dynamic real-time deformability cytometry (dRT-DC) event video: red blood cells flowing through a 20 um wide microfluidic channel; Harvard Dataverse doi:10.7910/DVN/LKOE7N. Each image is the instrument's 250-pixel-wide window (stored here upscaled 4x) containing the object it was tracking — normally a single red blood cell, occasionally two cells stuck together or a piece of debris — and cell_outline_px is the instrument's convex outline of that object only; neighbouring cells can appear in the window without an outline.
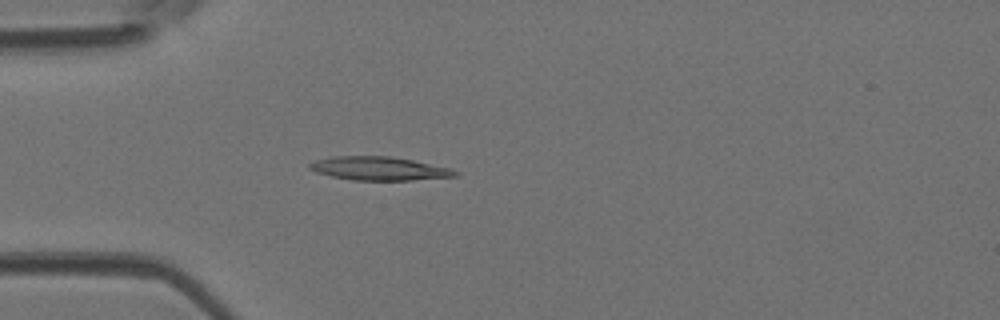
{"species": "Egyptian fruit bat (a non-hibernating species)", "species_latin": "Rousettus aegyptiacus", "temperature_condition": "room temperature", "stored_images_in_passage": 33, "camera_frame_rate_fps": 3000, "um_per_image_px": 0.085, "animal": {"sex": "female"}, "frame": {"image": 1, "passage_image": 1, "time_ms": 0.0, "image_size_px": [1000, 320], "cell_outline_px": [[460, 172], [456, 176], [412, 180], [352, 180], [332, 176], [316, 172], [308, 168], [308, 164], [316, 160], [332, 156], [388, 156], [412, 160], [452, 168]], "centroid_in_image_um": [32.23, 14.32], "position_along_channel_um": 52.8, "area_um2": 19.94}}
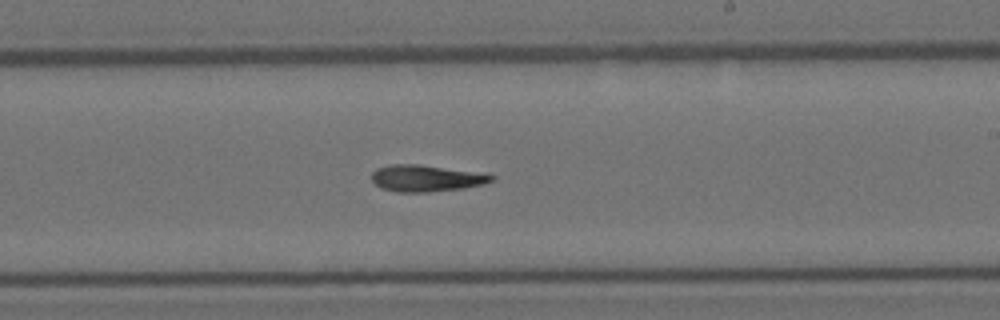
{"frame": {"image": 2, "passage_image": 15, "time_ms": 4.667, "image_size_px": [1000, 320], "cell_outline_px": [[496, 176], [492, 180], [484, 184], [464, 188], [428, 192], [396, 192], [380, 188], [372, 180], [372, 172], [376, 168], [388, 164], [420, 164]], "centroid_in_image_um": [36.13, 15.16], "position_along_channel_um": 252.9, "area_um2": 18.38}}
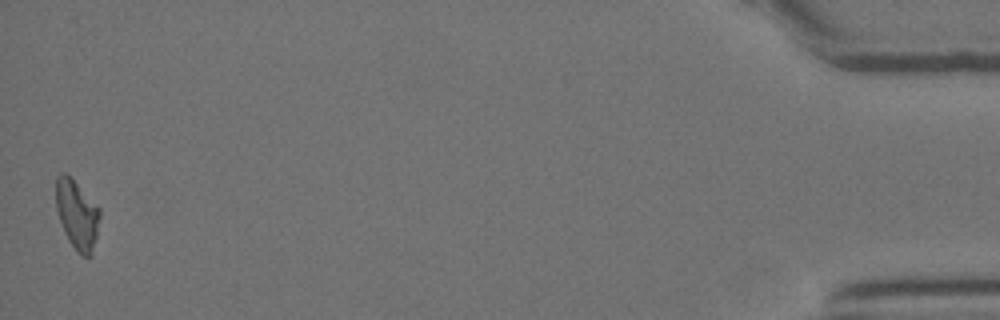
{"frame": {"image": 3, "passage_image": 33, "time_ms": 10.667, "image_size_px": [1000, 320], "cell_outline_px": [[100, 216], [92, 256], [80, 256], [76, 252], [68, 240], [64, 232], [56, 208], [56, 176], [60, 172], [64, 172], [100, 208]], "centroid_in_image_um": [6.54, 18.28], "position_along_channel_um": 428.7, "area_um2": 17.51}}